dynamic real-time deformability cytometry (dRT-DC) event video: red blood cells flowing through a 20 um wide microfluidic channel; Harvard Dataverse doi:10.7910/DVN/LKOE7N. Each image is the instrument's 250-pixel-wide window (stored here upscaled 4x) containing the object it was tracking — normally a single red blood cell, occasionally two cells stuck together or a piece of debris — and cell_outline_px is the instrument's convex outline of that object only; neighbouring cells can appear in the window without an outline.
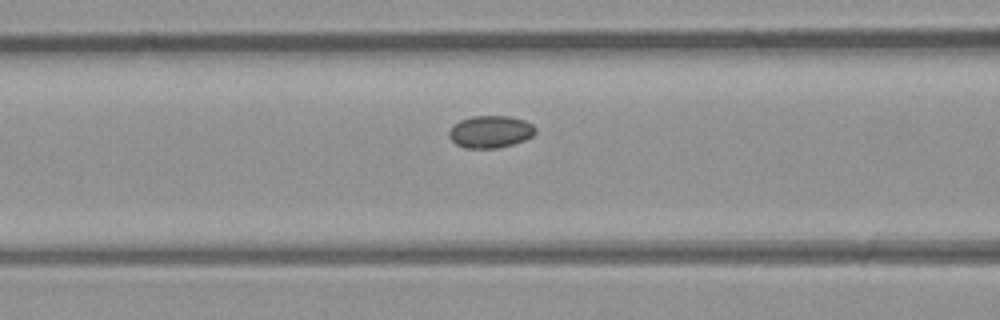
{"species": "common noctule bat (a hibernating species)", "species_latin": "Nyctalus noctula", "temperature_condition": "room temperature", "stored_images_in_passage": 5, "camera_frame_rate_fps": 3000, "um_per_image_px": 0.085, "animal": {"sex": "male", "body_mass_g": 23.1, "forearm_length_mm": 52.7}, "frame": {"image": 1, "passage_image": 5, "time_ms": 1.333, "image_size_px": [1000, 320], "cell_outline_px": [[536, 132], [532, 136], [524, 140], [512, 144], [496, 148], [464, 148], [456, 144], [448, 136], [448, 132], [460, 120], [472, 116], [508, 116], [524, 120], [532, 124], [536, 128]], "centroid_in_image_um": [41.69, 11.2], "position_along_channel_um": 124.9, "area_um2": 16.13}}